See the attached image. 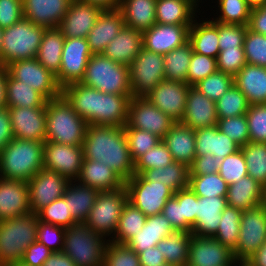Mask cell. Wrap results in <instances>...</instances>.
Masks as SVG:
<instances>
[{"mask_svg":"<svg viewBox=\"0 0 266 266\" xmlns=\"http://www.w3.org/2000/svg\"><path fill=\"white\" fill-rule=\"evenodd\" d=\"M62 95L88 125L124 127L127 124L132 95L103 93L81 83L65 86Z\"/></svg>","mask_w":266,"mask_h":266,"instance_id":"1","label":"cell"},{"mask_svg":"<svg viewBox=\"0 0 266 266\" xmlns=\"http://www.w3.org/2000/svg\"><path fill=\"white\" fill-rule=\"evenodd\" d=\"M82 147L84 159L102 161L124 181L134 175L124 127L88 125Z\"/></svg>","mask_w":266,"mask_h":266,"instance_id":"2","label":"cell"},{"mask_svg":"<svg viewBox=\"0 0 266 266\" xmlns=\"http://www.w3.org/2000/svg\"><path fill=\"white\" fill-rule=\"evenodd\" d=\"M44 142L13 138L0 151V177L28 182L43 168Z\"/></svg>","mask_w":266,"mask_h":266,"instance_id":"3","label":"cell"},{"mask_svg":"<svg viewBox=\"0 0 266 266\" xmlns=\"http://www.w3.org/2000/svg\"><path fill=\"white\" fill-rule=\"evenodd\" d=\"M87 126L63 95L46 101V141L82 146Z\"/></svg>","mask_w":266,"mask_h":266,"instance_id":"4","label":"cell"},{"mask_svg":"<svg viewBox=\"0 0 266 266\" xmlns=\"http://www.w3.org/2000/svg\"><path fill=\"white\" fill-rule=\"evenodd\" d=\"M38 223L33 212L0 220V266L20 263L28 246L37 241Z\"/></svg>","mask_w":266,"mask_h":266,"instance_id":"5","label":"cell"},{"mask_svg":"<svg viewBox=\"0 0 266 266\" xmlns=\"http://www.w3.org/2000/svg\"><path fill=\"white\" fill-rule=\"evenodd\" d=\"M81 84L103 93L132 95L129 67L102 54H93L88 61Z\"/></svg>","mask_w":266,"mask_h":266,"instance_id":"6","label":"cell"},{"mask_svg":"<svg viewBox=\"0 0 266 266\" xmlns=\"http://www.w3.org/2000/svg\"><path fill=\"white\" fill-rule=\"evenodd\" d=\"M108 239L91 230L85 223H76L65 228L62 252L76 266H103Z\"/></svg>","mask_w":266,"mask_h":266,"instance_id":"7","label":"cell"},{"mask_svg":"<svg viewBox=\"0 0 266 266\" xmlns=\"http://www.w3.org/2000/svg\"><path fill=\"white\" fill-rule=\"evenodd\" d=\"M45 27L22 18L3 31L1 66L36 58Z\"/></svg>","mask_w":266,"mask_h":266,"instance_id":"8","label":"cell"},{"mask_svg":"<svg viewBox=\"0 0 266 266\" xmlns=\"http://www.w3.org/2000/svg\"><path fill=\"white\" fill-rule=\"evenodd\" d=\"M127 200L128 194L125 186L114 191L99 192L88 219L84 223L104 238L111 236L108 240L112 239Z\"/></svg>","mask_w":266,"mask_h":266,"instance_id":"9","label":"cell"},{"mask_svg":"<svg viewBox=\"0 0 266 266\" xmlns=\"http://www.w3.org/2000/svg\"><path fill=\"white\" fill-rule=\"evenodd\" d=\"M128 67L132 97H145L165 80L164 55L142 48Z\"/></svg>","mask_w":266,"mask_h":266,"instance_id":"10","label":"cell"},{"mask_svg":"<svg viewBox=\"0 0 266 266\" xmlns=\"http://www.w3.org/2000/svg\"><path fill=\"white\" fill-rule=\"evenodd\" d=\"M266 241V209L263 204L242 212L239 240L232 251L238 262L249 259Z\"/></svg>","mask_w":266,"mask_h":266,"instance_id":"11","label":"cell"},{"mask_svg":"<svg viewBox=\"0 0 266 266\" xmlns=\"http://www.w3.org/2000/svg\"><path fill=\"white\" fill-rule=\"evenodd\" d=\"M128 201L147 217L162 213L166 201L174 196V191L165 184L144 180L134 174L125 181Z\"/></svg>","mask_w":266,"mask_h":266,"instance_id":"12","label":"cell"},{"mask_svg":"<svg viewBox=\"0 0 266 266\" xmlns=\"http://www.w3.org/2000/svg\"><path fill=\"white\" fill-rule=\"evenodd\" d=\"M8 74L39 92L47 101L62 95L56 76L36 58L14 61L6 66Z\"/></svg>","mask_w":266,"mask_h":266,"instance_id":"13","label":"cell"},{"mask_svg":"<svg viewBox=\"0 0 266 266\" xmlns=\"http://www.w3.org/2000/svg\"><path fill=\"white\" fill-rule=\"evenodd\" d=\"M175 121L145 97H132L128 106V119L124 128H136L156 135L161 140Z\"/></svg>","mask_w":266,"mask_h":266,"instance_id":"14","label":"cell"},{"mask_svg":"<svg viewBox=\"0 0 266 266\" xmlns=\"http://www.w3.org/2000/svg\"><path fill=\"white\" fill-rule=\"evenodd\" d=\"M92 55L86 38H65L60 71L56 75L62 89L67 85L81 82Z\"/></svg>","mask_w":266,"mask_h":266,"instance_id":"15","label":"cell"},{"mask_svg":"<svg viewBox=\"0 0 266 266\" xmlns=\"http://www.w3.org/2000/svg\"><path fill=\"white\" fill-rule=\"evenodd\" d=\"M83 159L82 146L44 142L43 168L55 171L69 181L78 179Z\"/></svg>","mask_w":266,"mask_h":266,"instance_id":"16","label":"cell"},{"mask_svg":"<svg viewBox=\"0 0 266 266\" xmlns=\"http://www.w3.org/2000/svg\"><path fill=\"white\" fill-rule=\"evenodd\" d=\"M27 183L30 210L37 214L54 200L63 197L70 181L55 171L42 168Z\"/></svg>","mask_w":266,"mask_h":266,"instance_id":"17","label":"cell"},{"mask_svg":"<svg viewBox=\"0 0 266 266\" xmlns=\"http://www.w3.org/2000/svg\"><path fill=\"white\" fill-rule=\"evenodd\" d=\"M189 87L187 83L163 80L145 98L175 122H181Z\"/></svg>","mask_w":266,"mask_h":266,"instance_id":"18","label":"cell"},{"mask_svg":"<svg viewBox=\"0 0 266 266\" xmlns=\"http://www.w3.org/2000/svg\"><path fill=\"white\" fill-rule=\"evenodd\" d=\"M14 138L46 141V103L42 107H8Z\"/></svg>","mask_w":266,"mask_h":266,"instance_id":"19","label":"cell"},{"mask_svg":"<svg viewBox=\"0 0 266 266\" xmlns=\"http://www.w3.org/2000/svg\"><path fill=\"white\" fill-rule=\"evenodd\" d=\"M233 252L214 237L191 235L187 264L190 266H226L234 261Z\"/></svg>","mask_w":266,"mask_h":266,"instance_id":"20","label":"cell"},{"mask_svg":"<svg viewBox=\"0 0 266 266\" xmlns=\"http://www.w3.org/2000/svg\"><path fill=\"white\" fill-rule=\"evenodd\" d=\"M102 11L99 6L71 0L58 28L65 38H86Z\"/></svg>","mask_w":266,"mask_h":266,"instance_id":"21","label":"cell"},{"mask_svg":"<svg viewBox=\"0 0 266 266\" xmlns=\"http://www.w3.org/2000/svg\"><path fill=\"white\" fill-rule=\"evenodd\" d=\"M191 25L154 24L142 32L143 48L165 55L188 42Z\"/></svg>","mask_w":266,"mask_h":266,"instance_id":"22","label":"cell"},{"mask_svg":"<svg viewBox=\"0 0 266 266\" xmlns=\"http://www.w3.org/2000/svg\"><path fill=\"white\" fill-rule=\"evenodd\" d=\"M31 212L26 181L0 177V220Z\"/></svg>","mask_w":266,"mask_h":266,"instance_id":"23","label":"cell"},{"mask_svg":"<svg viewBox=\"0 0 266 266\" xmlns=\"http://www.w3.org/2000/svg\"><path fill=\"white\" fill-rule=\"evenodd\" d=\"M218 120L215 102L208 99L194 86H190L186 109L181 123L193 130L216 126Z\"/></svg>","mask_w":266,"mask_h":266,"instance_id":"24","label":"cell"},{"mask_svg":"<svg viewBox=\"0 0 266 266\" xmlns=\"http://www.w3.org/2000/svg\"><path fill=\"white\" fill-rule=\"evenodd\" d=\"M71 0H23L24 18L35 25L58 28Z\"/></svg>","mask_w":266,"mask_h":266,"instance_id":"25","label":"cell"},{"mask_svg":"<svg viewBox=\"0 0 266 266\" xmlns=\"http://www.w3.org/2000/svg\"><path fill=\"white\" fill-rule=\"evenodd\" d=\"M226 206V196H197L196 224L190 233L198 237H214Z\"/></svg>","mask_w":266,"mask_h":266,"instance_id":"26","label":"cell"},{"mask_svg":"<svg viewBox=\"0 0 266 266\" xmlns=\"http://www.w3.org/2000/svg\"><path fill=\"white\" fill-rule=\"evenodd\" d=\"M125 23L119 9L103 10L86 37L92 54H102Z\"/></svg>","mask_w":266,"mask_h":266,"instance_id":"27","label":"cell"},{"mask_svg":"<svg viewBox=\"0 0 266 266\" xmlns=\"http://www.w3.org/2000/svg\"><path fill=\"white\" fill-rule=\"evenodd\" d=\"M76 182L103 191L118 190L125 181L110 166L102 161L83 159L81 172Z\"/></svg>","mask_w":266,"mask_h":266,"instance_id":"28","label":"cell"},{"mask_svg":"<svg viewBox=\"0 0 266 266\" xmlns=\"http://www.w3.org/2000/svg\"><path fill=\"white\" fill-rule=\"evenodd\" d=\"M143 48L142 32L125 26L102 52L104 57L129 66Z\"/></svg>","mask_w":266,"mask_h":266,"instance_id":"29","label":"cell"},{"mask_svg":"<svg viewBox=\"0 0 266 266\" xmlns=\"http://www.w3.org/2000/svg\"><path fill=\"white\" fill-rule=\"evenodd\" d=\"M162 141L176 162L188 167L196 157L195 130L181 122H175Z\"/></svg>","mask_w":266,"mask_h":266,"instance_id":"30","label":"cell"},{"mask_svg":"<svg viewBox=\"0 0 266 266\" xmlns=\"http://www.w3.org/2000/svg\"><path fill=\"white\" fill-rule=\"evenodd\" d=\"M199 6L200 3L197 0H157L156 23L192 25L194 19L198 18L196 12L200 13Z\"/></svg>","mask_w":266,"mask_h":266,"instance_id":"31","label":"cell"},{"mask_svg":"<svg viewBox=\"0 0 266 266\" xmlns=\"http://www.w3.org/2000/svg\"><path fill=\"white\" fill-rule=\"evenodd\" d=\"M195 145L196 156H204L210 153L223 159L240 149V146L218 130L217 126L195 130Z\"/></svg>","mask_w":266,"mask_h":266,"instance_id":"32","label":"cell"},{"mask_svg":"<svg viewBox=\"0 0 266 266\" xmlns=\"http://www.w3.org/2000/svg\"><path fill=\"white\" fill-rule=\"evenodd\" d=\"M234 84L245 95L249 105L266 104V68L246 64L234 76Z\"/></svg>","mask_w":266,"mask_h":266,"instance_id":"33","label":"cell"},{"mask_svg":"<svg viewBox=\"0 0 266 266\" xmlns=\"http://www.w3.org/2000/svg\"><path fill=\"white\" fill-rule=\"evenodd\" d=\"M197 19L193 21V24L189 28L188 42L192 46V50L195 53L206 55L209 57L217 58L219 48V23L209 20Z\"/></svg>","mask_w":266,"mask_h":266,"instance_id":"34","label":"cell"},{"mask_svg":"<svg viewBox=\"0 0 266 266\" xmlns=\"http://www.w3.org/2000/svg\"><path fill=\"white\" fill-rule=\"evenodd\" d=\"M175 231L162 213L149 216L143 228L126 245L138 254L149 247L157 246L159 241Z\"/></svg>","mask_w":266,"mask_h":266,"instance_id":"35","label":"cell"},{"mask_svg":"<svg viewBox=\"0 0 266 266\" xmlns=\"http://www.w3.org/2000/svg\"><path fill=\"white\" fill-rule=\"evenodd\" d=\"M263 193L264 187L247 175L228 185L227 205L242 211L249 210L263 204Z\"/></svg>","mask_w":266,"mask_h":266,"instance_id":"36","label":"cell"},{"mask_svg":"<svg viewBox=\"0 0 266 266\" xmlns=\"http://www.w3.org/2000/svg\"><path fill=\"white\" fill-rule=\"evenodd\" d=\"M157 0H121L119 10L125 26L138 31H145L156 24Z\"/></svg>","mask_w":266,"mask_h":266,"instance_id":"37","label":"cell"},{"mask_svg":"<svg viewBox=\"0 0 266 266\" xmlns=\"http://www.w3.org/2000/svg\"><path fill=\"white\" fill-rule=\"evenodd\" d=\"M99 190L70 181L63 195L68 203L69 212L79 223H84L94 206Z\"/></svg>","mask_w":266,"mask_h":266,"instance_id":"38","label":"cell"},{"mask_svg":"<svg viewBox=\"0 0 266 266\" xmlns=\"http://www.w3.org/2000/svg\"><path fill=\"white\" fill-rule=\"evenodd\" d=\"M65 37L59 28L45 29L36 59L55 76L60 71Z\"/></svg>","mask_w":266,"mask_h":266,"instance_id":"39","label":"cell"},{"mask_svg":"<svg viewBox=\"0 0 266 266\" xmlns=\"http://www.w3.org/2000/svg\"><path fill=\"white\" fill-rule=\"evenodd\" d=\"M140 176L146 181L165 184L177 192L188 188L189 167L181 162H172L166 167L144 170Z\"/></svg>","mask_w":266,"mask_h":266,"instance_id":"40","label":"cell"},{"mask_svg":"<svg viewBox=\"0 0 266 266\" xmlns=\"http://www.w3.org/2000/svg\"><path fill=\"white\" fill-rule=\"evenodd\" d=\"M191 233L175 231L157 243L166 262L175 266L187 264Z\"/></svg>","mask_w":266,"mask_h":266,"instance_id":"41","label":"cell"},{"mask_svg":"<svg viewBox=\"0 0 266 266\" xmlns=\"http://www.w3.org/2000/svg\"><path fill=\"white\" fill-rule=\"evenodd\" d=\"M46 99L23 81H17L7 73L6 102L7 107H42Z\"/></svg>","mask_w":266,"mask_h":266,"instance_id":"42","label":"cell"},{"mask_svg":"<svg viewBox=\"0 0 266 266\" xmlns=\"http://www.w3.org/2000/svg\"><path fill=\"white\" fill-rule=\"evenodd\" d=\"M146 219L147 216L127 200L123 206L116 233L110 241L117 244H126L143 228Z\"/></svg>","mask_w":266,"mask_h":266,"instance_id":"43","label":"cell"},{"mask_svg":"<svg viewBox=\"0 0 266 266\" xmlns=\"http://www.w3.org/2000/svg\"><path fill=\"white\" fill-rule=\"evenodd\" d=\"M193 54L189 42L164 55L165 80L187 83V72Z\"/></svg>","mask_w":266,"mask_h":266,"instance_id":"44","label":"cell"},{"mask_svg":"<svg viewBox=\"0 0 266 266\" xmlns=\"http://www.w3.org/2000/svg\"><path fill=\"white\" fill-rule=\"evenodd\" d=\"M242 212L240 209L227 205L221 213L218 231L214 236V238L224 246H227L231 251L238 244Z\"/></svg>","mask_w":266,"mask_h":266,"instance_id":"45","label":"cell"},{"mask_svg":"<svg viewBox=\"0 0 266 266\" xmlns=\"http://www.w3.org/2000/svg\"><path fill=\"white\" fill-rule=\"evenodd\" d=\"M240 149L246 160L248 175L266 187V143L249 142Z\"/></svg>","mask_w":266,"mask_h":266,"instance_id":"46","label":"cell"},{"mask_svg":"<svg viewBox=\"0 0 266 266\" xmlns=\"http://www.w3.org/2000/svg\"><path fill=\"white\" fill-rule=\"evenodd\" d=\"M217 17L212 21L222 24H240L248 26L252 7L247 0H218Z\"/></svg>","mask_w":266,"mask_h":266,"instance_id":"47","label":"cell"},{"mask_svg":"<svg viewBox=\"0 0 266 266\" xmlns=\"http://www.w3.org/2000/svg\"><path fill=\"white\" fill-rule=\"evenodd\" d=\"M188 187L199 197L227 196L228 190L219 173L189 175Z\"/></svg>","mask_w":266,"mask_h":266,"instance_id":"48","label":"cell"},{"mask_svg":"<svg viewBox=\"0 0 266 266\" xmlns=\"http://www.w3.org/2000/svg\"><path fill=\"white\" fill-rule=\"evenodd\" d=\"M215 106L218 118L240 116L249 108L245 95L235 84L215 102Z\"/></svg>","mask_w":266,"mask_h":266,"instance_id":"49","label":"cell"},{"mask_svg":"<svg viewBox=\"0 0 266 266\" xmlns=\"http://www.w3.org/2000/svg\"><path fill=\"white\" fill-rule=\"evenodd\" d=\"M234 84V76L216 71L194 85L208 99L216 102Z\"/></svg>","mask_w":266,"mask_h":266,"instance_id":"50","label":"cell"},{"mask_svg":"<svg viewBox=\"0 0 266 266\" xmlns=\"http://www.w3.org/2000/svg\"><path fill=\"white\" fill-rule=\"evenodd\" d=\"M172 162V155L161 140L134 162V174L140 175L144 170L166 167Z\"/></svg>","mask_w":266,"mask_h":266,"instance_id":"51","label":"cell"},{"mask_svg":"<svg viewBox=\"0 0 266 266\" xmlns=\"http://www.w3.org/2000/svg\"><path fill=\"white\" fill-rule=\"evenodd\" d=\"M39 221L64 228L70 227L78 223L69 212L68 203L65 198L61 197L48 206L42 208L38 213Z\"/></svg>","mask_w":266,"mask_h":266,"instance_id":"52","label":"cell"},{"mask_svg":"<svg viewBox=\"0 0 266 266\" xmlns=\"http://www.w3.org/2000/svg\"><path fill=\"white\" fill-rule=\"evenodd\" d=\"M124 132L134 162L161 141L156 135L141 129L124 128Z\"/></svg>","mask_w":266,"mask_h":266,"instance_id":"53","label":"cell"},{"mask_svg":"<svg viewBox=\"0 0 266 266\" xmlns=\"http://www.w3.org/2000/svg\"><path fill=\"white\" fill-rule=\"evenodd\" d=\"M103 266H141L138 254L126 244L108 241Z\"/></svg>","mask_w":266,"mask_h":266,"instance_id":"54","label":"cell"},{"mask_svg":"<svg viewBox=\"0 0 266 266\" xmlns=\"http://www.w3.org/2000/svg\"><path fill=\"white\" fill-rule=\"evenodd\" d=\"M243 48L247 64L266 68V35L256 33L247 27Z\"/></svg>","mask_w":266,"mask_h":266,"instance_id":"55","label":"cell"},{"mask_svg":"<svg viewBox=\"0 0 266 266\" xmlns=\"http://www.w3.org/2000/svg\"><path fill=\"white\" fill-rule=\"evenodd\" d=\"M216 126L218 130L235 141L240 147L250 142L245 114L236 117L218 118Z\"/></svg>","mask_w":266,"mask_h":266,"instance_id":"56","label":"cell"},{"mask_svg":"<svg viewBox=\"0 0 266 266\" xmlns=\"http://www.w3.org/2000/svg\"><path fill=\"white\" fill-rule=\"evenodd\" d=\"M218 173L228 185L238 182L248 175L247 165L241 149L226 156L219 167Z\"/></svg>","mask_w":266,"mask_h":266,"instance_id":"57","label":"cell"},{"mask_svg":"<svg viewBox=\"0 0 266 266\" xmlns=\"http://www.w3.org/2000/svg\"><path fill=\"white\" fill-rule=\"evenodd\" d=\"M245 115L250 142L266 143V104L249 105Z\"/></svg>","mask_w":266,"mask_h":266,"instance_id":"58","label":"cell"},{"mask_svg":"<svg viewBox=\"0 0 266 266\" xmlns=\"http://www.w3.org/2000/svg\"><path fill=\"white\" fill-rule=\"evenodd\" d=\"M217 70L216 58L193 52L187 72V84L194 86Z\"/></svg>","mask_w":266,"mask_h":266,"instance_id":"59","label":"cell"},{"mask_svg":"<svg viewBox=\"0 0 266 266\" xmlns=\"http://www.w3.org/2000/svg\"><path fill=\"white\" fill-rule=\"evenodd\" d=\"M248 26L240 24L219 23V48L224 49H244L243 43Z\"/></svg>","mask_w":266,"mask_h":266,"instance_id":"60","label":"cell"},{"mask_svg":"<svg viewBox=\"0 0 266 266\" xmlns=\"http://www.w3.org/2000/svg\"><path fill=\"white\" fill-rule=\"evenodd\" d=\"M217 69L235 76L246 64L244 49H224L216 58Z\"/></svg>","mask_w":266,"mask_h":266,"instance_id":"61","label":"cell"},{"mask_svg":"<svg viewBox=\"0 0 266 266\" xmlns=\"http://www.w3.org/2000/svg\"><path fill=\"white\" fill-rule=\"evenodd\" d=\"M64 236V227L39 221L37 240L43 245H45L50 251H62L64 244Z\"/></svg>","mask_w":266,"mask_h":266,"instance_id":"62","label":"cell"},{"mask_svg":"<svg viewBox=\"0 0 266 266\" xmlns=\"http://www.w3.org/2000/svg\"><path fill=\"white\" fill-rule=\"evenodd\" d=\"M181 205L182 218H185V232L190 233L196 224L197 195L188 187L174 193Z\"/></svg>","mask_w":266,"mask_h":266,"instance_id":"63","label":"cell"},{"mask_svg":"<svg viewBox=\"0 0 266 266\" xmlns=\"http://www.w3.org/2000/svg\"><path fill=\"white\" fill-rule=\"evenodd\" d=\"M22 18L23 0H0V28H8Z\"/></svg>","mask_w":266,"mask_h":266,"instance_id":"64","label":"cell"},{"mask_svg":"<svg viewBox=\"0 0 266 266\" xmlns=\"http://www.w3.org/2000/svg\"><path fill=\"white\" fill-rule=\"evenodd\" d=\"M223 158L207 154L196 156L193 163L189 166V175H205L218 173Z\"/></svg>","mask_w":266,"mask_h":266,"instance_id":"65","label":"cell"},{"mask_svg":"<svg viewBox=\"0 0 266 266\" xmlns=\"http://www.w3.org/2000/svg\"><path fill=\"white\" fill-rule=\"evenodd\" d=\"M51 254L52 251L37 240L28 246L20 263L24 266H43Z\"/></svg>","mask_w":266,"mask_h":266,"instance_id":"66","label":"cell"},{"mask_svg":"<svg viewBox=\"0 0 266 266\" xmlns=\"http://www.w3.org/2000/svg\"><path fill=\"white\" fill-rule=\"evenodd\" d=\"M162 214L176 231H185V218H182L181 205L174 196L166 201Z\"/></svg>","mask_w":266,"mask_h":266,"instance_id":"67","label":"cell"},{"mask_svg":"<svg viewBox=\"0 0 266 266\" xmlns=\"http://www.w3.org/2000/svg\"><path fill=\"white\" fill-rule=\"evenodd\" d=\"M248 28L256 33L266 35V3L251 9Z\"/></svg>","mask_w":266,"mask_h":266,"instance_id":"68","label":"cell"},{"mask_svg":"<svg viewBox=\"0 0 266 266\" xmlns=\"http://www.w3.org/2000/svg\"><path fill=\"white\" fill-rule=\"evenodd\" d=\"M14 138L8 107L0 108V151Z\"/></svg>","mask_w":266,"mask_h":266,"instance_id":"69","label":"cell"},{"mask_svg":"<svg viewBox=\"0 0 266 266\" xmlns=\"http://www.w3.org/2000/svg\"><path fill=\"white\" fill-rule=\"evenodd\" d=\"M138 257L141 266H161L166 262L165 257L159 251L157 246L149 247L138 253Z\"/></svg>","mask_w":266,"mask_h":266,"instance_id":"70","label":"cell"},{"mask_svg":"<svg viewBox=\"0 0 266 266\" xmlns=\"http://www.w3.org/2000/svg\"><path fill=\"white\" fill-rule=\"evenodd\" d=\"M43 266H76L75 262L62 251L52 252Z\"/></svg>","mask_w":266,"mask_h":266,"instance_id":"71","label":"cell"},{"mask_svg":"<svg viewBox=\"0 0 266 266\" xmlns=\"http://www.w3.org/2000/svg\"><path fill=\"white\" fill-rule=\"evenodd\" d=\"M245 263L248 266H266V241Z\"/></svg>","mask_w":266,"mask_h":266,"instance_id":"72","label":"cell"},{"mask_svg":"<svg viewBox=\"0 0 266 266\" xmlns=\"http://www.w3.org/2000/svg\"><path fill=\"white\" fill-rule=\"evenodd\" d=\"M7 68L0 66V108L7 107L6 86H7Z\"/></svg>","mask_w":266,"mask_h":266,"instance_id":"73","label":"cell"},{"mask_svg":"<svg viewBox=\"0 0 266 266\" xmlns=\"http://www.w3.org/2000/svg\"><path fill=\"white\" fill-rule=\"evenodd\" d=\"M92 5L99 6L103 10L119 9L121 0H78Z\"/></svg>","mask_w":266,"mask_h":266,"instance_id":"74","label":"cell"},{"mask_svg":"<svg viewBox=\"0 0 266 266\" xmlns=\"http://www.w3.org/2000/svg\"><path fill=\"white\" fill-rule=\"evenodd\" d=\"M248 4L253 7H258L266 3V0H247Z\"/></svg>","mask_w":266,"mask_h":266,"instance_id":"75","label":"cell"},{"mask_svg":"<svg viewBox=\"0 0 266 266\" xmlns=\"http://www.w3.org/2000/svg\"><path fill=\"white\" fill-rule=\"evenodd\" d=\"M4 29L0 28V66H1V51H2V39Z\"/></svg>","mask_w":266,"mask_h":266,"instance_id":"76","label":"cell"},{"mask_svg":"<svg viewBox=\"0 0 266 266\" xmlns=\"http://www.w3.org/2000/svg\"><path fill=\"white\" fill-rule=\"evenodd\" d=\"M263 205L265 206V209H266V187H264V193H263Z\"/></svg>","mask_w":266,"mask_h":266,"instance_id":"77","label":"cell"},{"mask_svg":"<svg viewBox=\"0 0 266 266\" xmlns=\"http://www.w3.org/2000/svg\"><path fill=\"white\" fill-rule=\"evenodd\" d=\"M240 263L241 262L234 260L230 265H226V266H238Z\"/></svg>","mask_w":266,"mask_h":266,"instance_id":"78","label":"cell"},{"mask_svg":"<svg viewBox=\"0 0 266 266\" xmlns=\"http://www.w3.org/2000/svg\"><path fill=\"white\" fill-rule=\"evenodd\" d=\"M161 266H175L173 264H169L168 262H165L164 264H162Z\"/></svg>","mask_w":266,"mask_h":266,"instance_id":"79","label":"cell"},{"mask_svg":"<svg viewBox=\"0 0 266 266\" xmlns=\"http://www.w3.org/2000/svg\"><path fill=\"white\" fill-rule=\"evenodd\" d=\"M9 266H24V265H22L21 263H15V264H12V265H9Z\"/></svg>","mask_w":266,"mask_h":266,"instance_id":"80","label":"cell"}]
</instances>
